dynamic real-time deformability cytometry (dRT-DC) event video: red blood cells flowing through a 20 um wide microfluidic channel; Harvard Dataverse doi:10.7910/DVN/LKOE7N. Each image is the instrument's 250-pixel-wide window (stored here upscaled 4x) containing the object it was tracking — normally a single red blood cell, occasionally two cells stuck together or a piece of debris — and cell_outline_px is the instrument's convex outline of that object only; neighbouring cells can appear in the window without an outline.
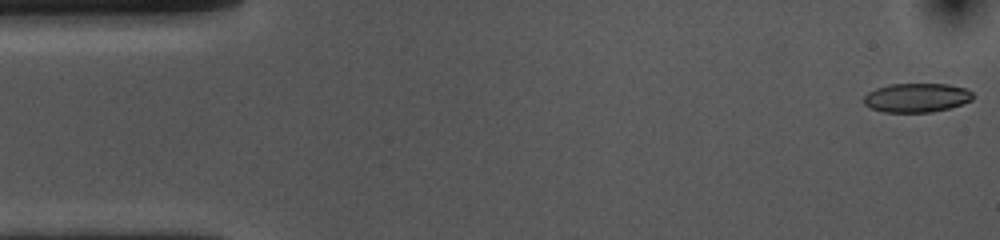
{"species": "common noctule bat (a hibernating species)", "species_latin": "Nyctalus noctula", "temperature_condition": "cold", "stored_images_in_passage": 54, "camera_frame_rate_fps": 3000, "um_per_image_px": 0.085, "animal": {"sex": "female", "body_mass_g": 10.0, "forearm_length_mm": 53.1}, "frame": {"image": 1, "passage_image": 1, "time_ms": 0.0, "image_size_px": [1000, 240], "cell_outline_px": [[972, 100], [948, 108], [932, 112], [884, 112], [872, 108], [864, 104], [864, 96], [868, 92], [876, 88], [888, 84], [948, 84], [964, 88], [972, 92]], "centroid_in_image_um": [77.89, 8.3], "position_along_channel_um": 7.1, "area_um2": 18.32}}
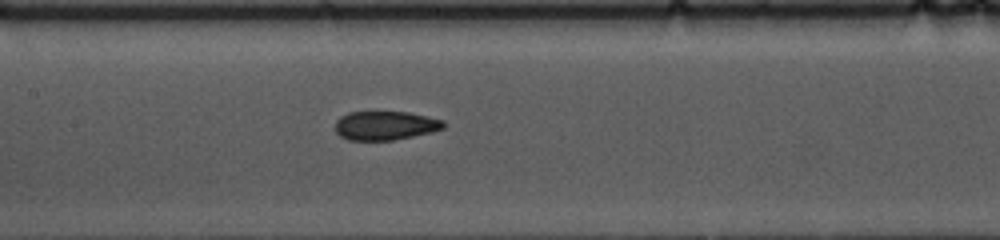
{"frame": {"image": 2, "passage_image": 24, "time_ms": 7.667, "image_size_px": [1000, 240], "cell_outline_px": [[444, 128], [432, 132], [392, 140], [348, 140], [340, 136], [336, 132], [336, 120], [340, 116], [348, 112], [408, 112], [428, 116], [444, 120]], "centroid_in_image_um": [32.74, 10.67], "position_along_channel_um": 174.7, "area_um2": 18.26}}
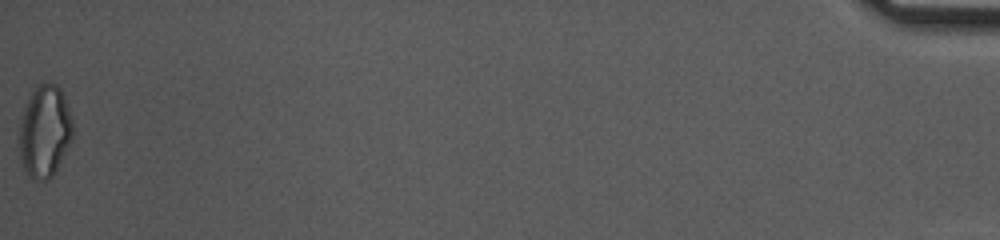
{"frame": {"image": 3, "passage_image": 54, "time_ms": 17.667, "image_size_px": [1000, 240], "cell_outline_px": [[72, 140], [52, 176], [48, 180], [32, 180], [24, 172], [20, 160], [20, 116], [36, 84], [56, 84], [60, 88], [64, 96], [72, 120]], "centroid_in_image_um": [3.78, 11.19], "position_along_channel_um": 431.4, "area_um2": 28.67}, "authors_computed_cell_mechanics": {"area_um2": 19.2474, "velocity_mm_per_s": 3.6319, "shape_relaxation_time_tau1_ms": null, "shape_relaxation_time_tau2_ms": 2.3987, "deformation_change_tau1": null, "deformation_change_tau2": 0.0733}}